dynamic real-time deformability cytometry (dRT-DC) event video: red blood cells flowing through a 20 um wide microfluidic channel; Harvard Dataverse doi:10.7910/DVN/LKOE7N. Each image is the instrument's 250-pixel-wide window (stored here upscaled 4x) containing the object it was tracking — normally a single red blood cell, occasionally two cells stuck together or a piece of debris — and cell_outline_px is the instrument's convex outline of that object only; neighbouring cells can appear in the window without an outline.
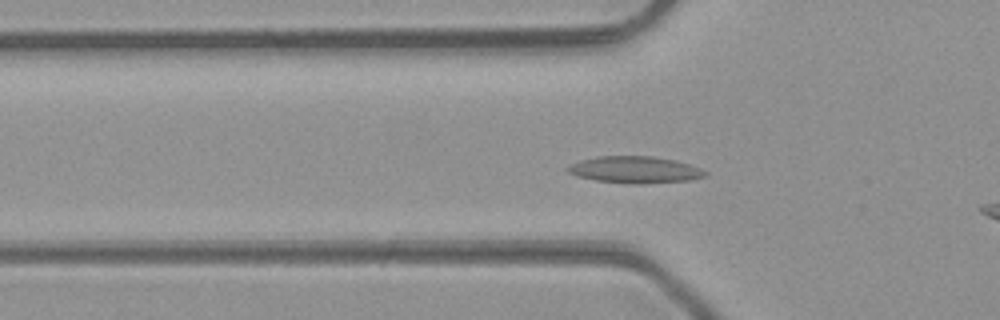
{"species": "common noctule bat (a hibernating species)", "species_latin": "Nyctalus noctula", "temperature_condition": "room temperature", "stored_images_in_passage": 44, "camera_frame_rate_fps": 3000, "um_per_image_px": 0.085, "animal": {"sex": "male", "body_mass_g": 23.1, "forearm_length_mm": 52.7}, "frame": {"image": 1, "passage_image": 11, "time_ms": 3.333, "image_size_px": [1000, 320], "cell_outline_px": [[708, 172], [704, 176], [688, 180], [644, 184], [628, 184], [596, 180], [576, 176], [568, 172], [564, 168], [580, 160], [600, 156], [652, 156], [676, 160], [700, 168]], "centroid_in_image_um": [53.94, 14.43], "position_along_channel_um": 71.9, "area_um2": 21.44}}
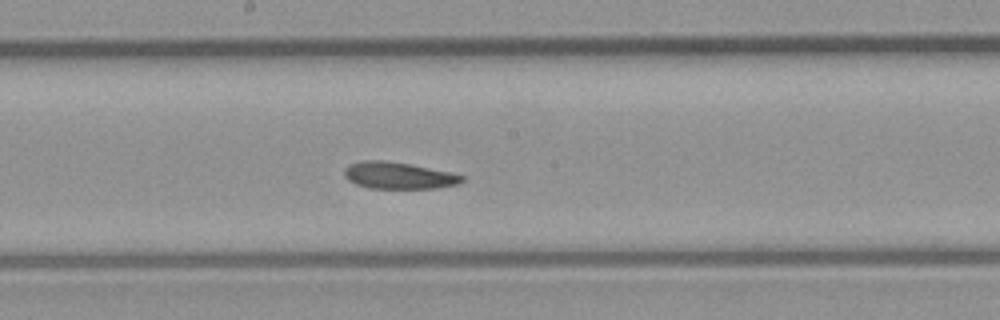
{"frame": {"image": 2, "passage_image": 21, "time_ms": 6.667, "image_size_px": [1000, 320], "cell_outline_px": [[464, 180], [456, 184], [440, 188], [368, 188], [356, 184], [348, 180], [344, 176], [344, 168], [348, 164], [360, 160], [384, 160], [412, 164], [448, 172], [464, 176]], "centroid_in_image_um": [33.82, 14.91], "position_along_channel_um": 214.4, "area_um2": 18.44}}
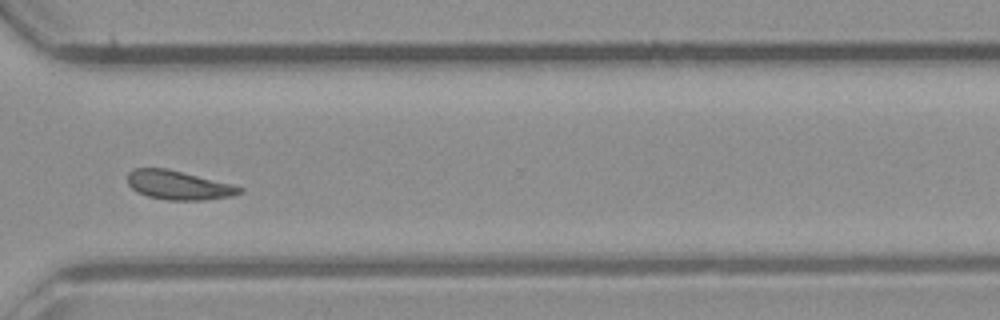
{"frame": {"image": 3, "passage_image": 31, "time_ms": 10.0, "image_size_px": [1000, 320], "cell_outline_px": [[244, 192], [232, 196], [204, 200], [168, 200], [148, 196], [136, 192], [128, 184], [128, 172], [132, 168], [168, 168], [232, 184], [244, 188]], "centroid_in_image_um": [15.18, 15.73], "position_along_channel_um": 355.4, "area_um2": 19.07}, "authors_computed_cell_mechanics": {"area_um2": 19.074, "velocity_mm_per_s": 4.2395, "shape_relaxation_time_tau1_ms": 4.8789, "shape_relaxation_time_tau2_ms": 7.2124, "deformation_change_tau1": 0.1126, "deformation_change_tau2": 0.1347}}